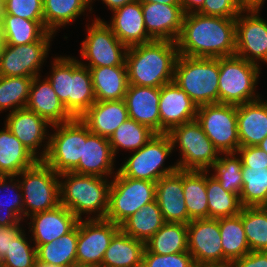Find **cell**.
<instances>
[{
  "mask_svg": "<svg viewBox=\"0 0 267 267\" xmlns=\"http://www.w3.org/2000/svg\"><path fill=\"white\" fill-rule=\"evenodd\" d=\"M196 267H232L231 264H225V265H199Z\"/></svg>",
  "mask_w": 267,
  "mask_h": 267,
  "instance_id": "obj_59",
  "label": "cell"
},
{
  "mask_svg": "<svg viewBox=\"0 0 267 267\" xmlns=\"http://www.w3.org/2000/svg\"><path fill=\"white\" fill-rule=\"evenodd\" d=\"M93 19L92 24L89 23L86 26L88 35L82 41L80 48L81 57L88 63L81 60L80 63L89 69L103 66H126L128 47L115 36L103 19L100 17Z\"/></svg>",
  "mask_w": 267,
  "mask_h": 267,
  "instance_id": "obj_12",
  "label": "cell"
},
{
  "mask_svg": "<svg viewBox=\"0 0 267 267\" xmlns=\"http://www.w3.org/2000/svg\"><path fill=\"white\" fill-rule=\"evenodd\" d=\"M243 9H260L263 8L266 0H238Z\"/></svg>",
  "mask_w": 267,
  "mask_h": 267,
  "instance_id": "obj_55",
  "label": "cell"
},
{
  "mask_svg": "<svg viewBox=\"0 0 267 267\" xmlns=\"http://www.w3.org/2000/svg\"><path fill=\"white\" fill-rule=\"evenodd\" d=\"M28 227L34 245L47 244L69 233L79 219L63 205L33 214Z\"/></svg>",
  "mask_w": 267,
  "mask_h": 267,
  "instance_id": "obj_21",
  "label": "cell"
},
{
  "mask_svg": "<svg viewBox=\"0 0 267 267\" xmlns=\"http://www.w3.org/2000/svg\"><path fill=\"white\" fill-rule=\"evenodd\" d=\"M4 122L12 134L39 160L46 157L50 138L47 128L52 125L45 119L25 107L9 113ZM42 142H46L44 147ZM41 146L43 148L39 152Z\"/></svg>",
  "mask_w": 267,
  "mask_h": 267,
  "instance_id": "obj_18",
  "label": "cell"
},
{
  "mask_svg": "<svg viewBox=\"0 0 267 267\" xmlns=\"http://www.w3.org/2000/svg\"><path fill=\"white\" fill-rule=\"evenodd\" d=\"M119 230V225L107 219L79 220L76 264L100 267L113 236Z\"/></svg>",
  "mask_w": 267,
  "mask_h": 267,
  "instance_id": "obj_14",
  "label": "cell"
},
{
  "mask_svg": "<svg viewBox=\"0 0 267 267\" xmlns=\"http://www.w3.org/2000/svg\"><path fill=\"white\" fill-rule=\"evenodd\" d=\"M115 159L109 138L91 133L83 142V160L72 172L109 179L118 171L114 172Z\"/></svg>",
  "mask_w": 267,
  "mask_h": 267,
  "instance_id": "obj_24",
  "label": "cell"
},
{
  "mask_svg": "<svg viewBox=\"0 0 267 267\" xmlns=\"http://www.w3.org/2000/svg\"><path fill=\"white\" fill-rule=\"evenodd\" d=\"M80 119L90 132L110 138L115 130L129 119L125 100L96 101Z\"/></svg>",
  "mask_w": 267,
  "mask_h": 267,
  "instance_id": "obj_27",
  "label": "cell"
},
{
  "mask_svg": "<svg viewBox=\"0 0 267 267\" xmlns=\"http://www.w3.org/2000/svg\"><path fill=\"white\" fill-rule=\"evenodd\" d=\"M42 76L33 78L26 108L45 119L50 125L68 122L73 117L57 97L50 82Z\"/></svg>",
  "mask_w": 267,
  "mask_h": 267,
  "instance_id": "obj_26",
  "label": "cell"
},
{
  "mask_svg": "<svg viewBox=\"0 0 267 267\" xmlns=\"http://www.w3.org/2000/svg\"><path fill=\"white\" fill-rule=\"evenodd\" d=\"M267 153V137L263 139V141L257 146Z\"/></svg>",
  "mask_w": 267,
  "mask_h": 267,
  "instance_id": "obj_58",
  "label": "cell"
},
{
  "mask_svg": "<svg viewBox=\"0 0 267 267\" xmlns=\"http://www.w3.org/2000/svg\"><path fill=\"white\" fill-rule=\"evenodd\" d=\"M51 63L46 79L67 112L80 118L96 102L90 69L70 56L54 57Z\"/></svg>",
  "mask_w": 267,
  "mask_h": 267,
  "instance_id": "obj_3",
  "label": "cell"
},
{
  "mask_svg": "<svg viewBox=\"0 0 267 267\" xmlns=\"http://www.w3.org/2000/svg\"><path fill=\"white\" fill-rule=\"evenodd\" d=\"M2 15L44 22L43 0H6L2 6Z\"/></svg>",
  "mask_w": 267,
  "mask_h": 267,
  "instance_id": "obj_47",
  "label": "cell"
},
{
  "mask_svg": "<svg viewBox=\"0 0 267 267\" xmlns=\"http://www.w3.org/2000/svg\"><path fill=\"white\" fill-rule=\"evenodd\" d=\"M178 56L176 42L167 40L128 47L125 65L129 85L161 88L173 82Z\"/></svg>",
  "mask_w": 267,
  "mask_h": 267,
  "instance_id": "obj_2",
  "label": "cell"
},
{
  "mask_svg": "<svg viewBox=\"0 0 267 267\" xmlns=\"http://www.w3.org/2000/svg\"><path fill=\"white\" fill-rule=\"evenodd\" d=\"M112 19L105 21L115 36L127 47L152 41L143 19L141 2L136 0L112 11Z\"/></svg>",
  "mask_w": 267,
  "mask_h": 267,
  "instance_id": "obj_25",
  "label": "cell"
},
{
  "mask_svg": "<svg viewBox=\"0 0 267 267\" xmlns=\"http://www.w3.org/2000/svg\"><path fill=\"white\" fill-rule=\"evenodd\" d=\"M142 267H196V264L188 251L161 255L145 249Z\"/></svg>",
  "mask_w": 267,
  "mask_h": 267,
  "instance_id": "obj_48",
  "label": "cell"
},
{
  "mask_svg": "<svg viewBox=\"0 0 267 267\" xmlns=\"http://www.w3.org/2000/svg\"><path fill=\"white\" fill-rule=\"evenodd\" d=\"M33 77L0 75V113L25 108Z\"/></svg>",
  "mask_w": 267,
  "mask_h": 267,
  "instance_id": "obj_43",
  "label": "cell"
},
{
  "mask_svg": "<svg viewBox=\"0 0 267 267\" xmlns=\"http://www.w3.org/2000/svg\"><path fill=\"white\" fill-rule=\"evenodd\" d=\"M206 170V191L209 218L231 217L240 214L243 206L237 194L225 191L219 181Z\"/></svg>",
  "mask_w": 267,
  "mask_h": 267,
  "instance_id": "obj_40",
  "label": "cell"
},
{
  "mask_svg": "<svg viewBox=\"0 0 267 267\" xmlns=\"http://www.w3.org/2000/svg\"><path fill=\"white\" fill-rule=\"evenodd\" d=\"M243 188L240 202L243 207L265 206L267 203V166H242Z\"/></svg>",
  "mask_w": 267,
  "mask_h": 267,
  "instance_id": "obj_42",
  "label": "cell"
},
{
  "mask_svg": "<svg viewBox=\"0 0 267 267\" xmlns=\"http://www.w3.org/2000/svg\"><path fill=\"white\" fill-rule=\"evenodd\" d=\"M53 40H38L29 44H2L0 50L1 76H40V68L50 51Z\"/></svg>",
  "mask_w": 267,
  "mask_h": 267,
  "instance_id": "obj_16",
  "label": "cell"
},
{
  "mask_svg": "<svg viewBox=\"0 0 267 267\" xmlns=\"http://www.w3.org/2000/svg\"><path fill=\"white\" fill-rule=\"evenodd\" d=\"M223 249V265L231 264L234 260L250 252L240 214L231 217L218 218Z\"/></svg>",
  "mask_w": 267,
  "mask_h": 267,
  "instance_id": "obj_33",
  "label": "cell"
},
{
  "mask_svg": "<svg viewBox=\"0 0 267 267\" xmlns=\"http://www.w3.org/2000/svg\"><path fill=\"white\" fill-rule=\"evenodd\" d=\"M140 2H148V3H162V4H180V0H139Z\"/></svg>",
  "mask_w": 267,
  "mask_h": 267,
  "instance_id": "obj_56",
  "label": "cell"
},
{
  "mask_svg": "<svg viewBox=\"0 0 267 267\" xmlns=\"http://www.w3.org/2000/svg\"><path fill=\"white\" fill-rule=\"evenodd\" d=\"M49 148L43 161L56 173L72 172L83 160V142L91 134L87 125L80 118L53 125Z\"/></svg>",
  "mask_w": 267,
  "mask_h": 267,
  "instance_id": "obj_7",
  "label": "cell"
},
{
  "mask_svg": "<svg viewBox=\"0 0 267 267\" xmlns=\"http://www.w3.org/2000/svg\"><path fill=\"white\" fill-rule=\"evenodd\" d=\"M34 267H61V266L51 265V264H47V263L36 260Z\"/></svg>",
  "mask_w": 267,
  "mask_h": 267,
  "instance_id": "obj_57",
  "label": "cell"
},
{
  "mask_svg": "<svg viewBox=\"0 0 267 267\" xmlns=\"http://www.w3.org/2000/svg\"><path fill=\"white\" fill-rule=\"evenodd\" d=\"M93 1L96 0H90V7L92 5V3H94ZM102 3L106 4L105 6L108 7V9H110V11H114L120 7H123L126 4L132 3L136 0H101Z\"/></svg>",
  "mask_w": 267,
  "mask_h": 267,
  "instance_id": "obj_54",
  "label": "cell"
},
{
  "mask_svg": "<svg viewBox=\"0 0 267 267\" xmlns=\"http://www.w3.org/2000/svg\"><path fill=\"white\" fill-rule=\"evenodd\" d=\"M237 129L240 147L258 146L267 137V101L237 105Z\"/></svg>",
  "mask_w": 267,
  "mask_h": 267,
  "instance_id": "obj_28",
  "label": "cell"
},
{
  "mask_svg": "<svg viewBox=\"0 0 267 267\" xmlns=\"http://www.w3.org/2000/svg\"><path fill=\"white\" fill-rule=\"evenodd\" d=\"M220 153L218 161L211 167L214 170V176L221 187L230 193L240 196L243 188L242 179V160L237 152L235 153Z\"/></svg>",
  "mask_w": 267,
  "mask_h": 267,
  "instance_id": "obj_45",
  "label": "cell"
},
{
  "mask_svg": "<svg viewBox=\"0 0 267 267\" xmlns=\"http://www.w3.org/2000/svg\"><path fill=\"white\" fill-rule=\"evenodd\" d=\"M259 11L243 9L236 17L235 55L257 65L267 63V21Z\"/></svg>",
  "mask_w": 267,
  "mask_h": 267,
  "instance_id": "obj_15",
  "label": "cell"
},
{
  "mask_svg": "<svg viewBox=\"0 0 267 267\" xmlns=\"http://www.w3.org/2000/svg\"><path fill=\"white\" fill-rule=\"evenodd\" d=\"M232 267H267L266 251H250L243 257L234 260Z\"/></svg>",
  "mask_w": 267,
  "mask_h": 267,
  "instance_id": "obj_51",
  "label": "cell"
},
{
  "mask_svg": "<svg viewBox=\"0 0 267 267\" xmlns=\"http://www.w3.org/2000/svg\"><path fill=\"white\" fill-rule=\"evenodd\" d=\"M197 108L191 98L174 82L163 85L159 99L160 134L195 120Z\"/></svg>",
  "mask_w": 267,
  "mask_h": 267,
  "instance_id": "obj_20",
  "label": "cell"
},
{
  "mask_svg": "<svg viewBox=\"0 0 267 267\" xmlns=\"http://www.w3.org/2000/svg\"><path fill=\"white\" fill-rule=\"evenodd\" d=\"M173 150L172 141L167 133L155 134L143 147L134 151L117 170L125 177L157 182L163 176L178 170L176 163L164 167L165 160Z\"/></svg>",
  "mask_w": 267,
  "mask_h": 267,
  "instance_id": "obj_10",
  "label": "cell"
},
{
  "mask_svg": "<svg viewBox=\"0 0 267 267\" xmlns=\"http://www.w3.org/2000/svg\"><path fill=\"white\" fill-rule=\"evenodd\" d=\"M156 182L132 179L118 171L111 180L109 207L105 219L121 225L147 203L155 200Z\"/></svg>",
  "mask_w": 267,
  "mask_h": 267,
  "instance_id": "obj_11",
  "label": "cell"
},
{
  "mask_svg": "<svg viewBox=\"0 0 267 267\" xmlns=\"http://www.w3.org/2000/svg\"><path fill=\"white\" fill-rule=\"evenodd\" d=\"M237 153L242 166H267V153L257 146L240 147Z\"/></svg>",
  "mask_w": 267,
  "mask_h": 267,
  "instance_id": "obj_50",
  "label": "cell"
},
{
  "mask_svg": "<svg viewBox=\"0 0 267 267\" xmlns=\"http://www.w3.org/2000/svg\"><path fill=\"white\" fill-rule=\"evenodd\" d=\"M173 148L180 150L176 164L181 170H207L218 161L220 153L195 120L173 127L167 133Z\"/></svg>",
  "mask_w": 267,
  "mask_h": 267,
  "instance_id": "obj_9",
  "label": "cell"
},
{
  "mask_svg": "<svg viewBox=\"0 0 267 267\" xmlns=\"http://www.w3.org/2000/svg\"><path fill=\"white\" fill-rule=\"evenodd\" d=\"M3 44V40H2V33H1V25H0V50Z\"/></svg>",
  "mask_w": 267,
  "mask_h": 267,
  "instance_id": "obj_60",
  "label": "cell"
},
{
  "mask_svg": "<svg viewBox=\"0 0 267 267\" xmlns=\"http://www.w3.org/2000/svg\"><path fill=\"white\" fill-rule=\"evenodd\" d=\"M22 228L21 223L12 226H0V259L9 250L11 240L23 231Z\"/></svg>",
  "mask_w": 267,
  "mask_h": 267,
  "instance_id": "obj_52",
  "label": "cell"
},
{
  "mask_svg": "<svg viewBox=\"0 0 267 267\" xmlns=\"http://www.w3.org/2000/svg\"><path fill=\"white\" fill-rule=\"evenodd\" d=\"M38 161L6 125L0 129V176H17Z\"/></svg>",
  "mask_w": 267,
  "mask_h": 267,
  "instance_id": "obj_29",
  "label": "cell"
},
{
  "mask_svg": "<svg viewBox=\"0 0 267 267\" xmlns=\"http://www.w3.org/2000/svg\"><path fill=\"white\" fill-rule=\"evenodd\" d=\"M6 0H0V4L3 6Z\"/></svg>",
  "mask_w": 267,
  "mask_h": 267,
  "instance_id": "obj_63",
  "label": "cell"
},
{
  "mask_svg": "<svg viewBox=\"0 0 267 267\" xmlns=\"http://www.w3.org/2000/svg\"><path fill=\"white\" fill-rule=\"evenodd\" d=\"M5 190L7 193H4ZM8 190H12V193L10 194ZM1 193L5 194L6 199L1 196ZM23 220L24 202L19 178L0 176V226L17 225Z\"/></svg>",
  "mask_w": 267,
  "mask_h": 267,
  "instance_id": "obj_39",
  "label": "cell"
},
{
  "mask_svg": "<svg viewBox=\"0 0 267 267\" xmlns=\"http://www.w3.org/2000/svg\"><path fill=\"white\" fill-rule=\"evenodd\" d=\"M164 223L162 212L155 199L127 218L120 225V229L129 236L146 242Z\"/></svg>",
  "mask_w": 267,
  "mask_h": 267,
  "instance_id": "obj_36",
  "label": "cell"
},
{
  "mask_svg": "<svg viewBox=\"0 0 267 267\" xmlns=\"http://www.w3.org/2000/svg\"><path fill=\"white\" fill-rule=\"evenodd\" d=\"M242 223L250 251L267 252V209L264 206L243 207Z\"/></svg>",
  "mask_w": 267,
  "mask_h": 267,
  "instance_id": "obj_44",
  "label": "cell"
},
{
  "mask_svg": "<svg viewBox=\"0 0 267 267\" xmlns=\"http://www.w3.org/2000/svg\"><path fill=\"white\" fill-rule=\"evenodd\" d=\"M188 252L196 266L223 265L219 221L214 218L193 219L187 224Z\"/></svg>",
  "mask_w": 267,
  "mask_h": 267,
  "instance_id": "obj_17",
  "label": "cell"
},
{
  "mask_svg": "<svg viewBox=\"0 0 267 267\" xmlns=\"http://www.w3.org/2000/svg\"><path fill=\"white\" fill-rule=\"evenodd\" d=\"M17 178L24 202V220L33 214L54 209L60 205L59 174L43 160L23 170Z\"/></svg>",
  "mask_w": 267,
  "mask_h": 267,
  "instance_id": "obj_8",
  "label": "cell"
},
{
  "mask_svg": "<svg viewBox=\"0 0 267 267\" xmlns=\"http://www.w3.org/2000/svg\"><path fill=\"white\" fill-rule=\"evenodd\" d=\"M242 10L238 0H204L203 7L198 13L207 16L236 18Z\"/></svg>",
  "mask_w": 267,
  "mask_h": 267,
  "instance_id": "obj_49",
  "label": "cell"
},
{
  "mask_svg": "<svg viewBox=\"0 0 267 267\" xmlns=\"http://www.w3.org/2000/svg\"><path fill=\"white\" fill-rule=\"evenodd\" d=\"M96 101L123 100L129 86L126 66L90 68Z\"/></svg>",
  "mask_w": 267,
  "mask_h": 267,
  "instance_id": "obj_30",
  "label": "cell"
},
{
  "mask_svg": "<svg viewBox=\"0 0 267 267\" xmlns=\"http://www.w3.org/2000/svg\"><path fill=\"white\" fill-rule=\"evenodd\" d=\"M179 55L222 58L236 54V18L184 14L176 40Z\"/></svg>",
  "mask_w": 267,
  "mask_h": 267,
  "instance_id": "obj_1",
  "label": "cell"
},
{
  "mask_svg": "<svg viewBox=\"0 0 267 267\" xmlns=\"http://www.w3.org/2000/svg\"><path fill=\"white\" fill-rule=\"evenodd\" d=\"M145 249L155 254L167 255L188 251L187 224L165 222L145 242Z\"/></svg>",
  "mask_w": 267,
  "mask_h": 267,
  "instance_id": "obj_38",
  "label": "cell"
},
{
  "mask_svg": "<svg viewBox=\"0 0 267 267\" xmlns=\"http://www.w3.org/2000/svg\"><path fill=\"white\" fill-rule=\"evenodd\" d=\"M204 0H180L184 14L198 13L203 7Z\"/></svg>",
  "mask_w": 267,
  "mask_h": 267,
  "instance_id": "obj_53",
  "label": "cell"
},
{
  "mask_svg": "<svg viewBox=\"0 0 267 267\" xmlns=\"http://www.w3.org/2000/svg\"><path fill=\"white\" fill-rule=\"evenodd\" d=\"M260 66L236 55L219 58L218 103L240 105L260 99Z\"/></svg>",
  "mask_w": 267,
  "mask_h": 267,
  "instance_id": "obj_6",
  "label": "cell"
},
{
  "mask_svg": "<svg viewBox=\"0 0 267 267\" xmlns=\"http://www.w3.org/2000/svg\"><path fill=\"white\" fill-rule=\"evenodd\" d=\"M67 267H86V266H84V265H79V264H74V265L67 266Z\"/></svg>",
  "mask_w": 267,
  "mask_h": 267,
  "instance_id": "obj_61",
  "label": "cell"
},
{
  "mask_svg": "<svg viewBox=\"0 0 267 267\" xmlns=\"http://www.w3.org/2000/svg\"><path fill=\"white\" fill-rule=\"evenodd\" d=\"M0 25L3 44L7 45L51 40L55 36L45 28L44 22L27 20L19 16L2 15Z\"/></svg>",
  "mask_w": 267,
  "mask_h": 267,
  "instance_id": "obj_32",
  "label": "cell"
},
{
  "mask_svg": "<svg viewBox=\"0 0 267 267\" xmlns=\"http://www.w3.org/2000/svg\"><path fill=\"white\" fill-rule=\"evenodd\" d=\"M141 8L146 31L152 40L176 42L184 17L181 4L141 2Z\"/></svg>",
  "mask_w": 267,
  "mask_h": 267,
  "instance_id": "obj_19",
  "label": "cell"
},
{
  "mask_svg": "<svg viewBox=\"0 0 267 267\" xmlns=\"http://www.w3.org/2000/svg\"><path fill=\"white\" fill-rule=\"evenodd\" d=\"M183 194L191 220L209 218L206 170H183Z\"/></svg>",
  "mask_w": 267,
  "mask_h": 267,
  "instance_id": "obj_35",
  "label": "cell"
},
{
  "mask_svg": "<svg viewBox=\"0 0 267 267\" xmlns=\"http://www.w3.org/2000/svg\"><path fill=\"white\" fill-rule=\"evenodd\" d=\"M1 16H2V5L0 4V22H1Z\"/></svg>",
  "mask_w": 267,
  "mask_h": 267,
  "instance_id": "obj_62",
  "label": "cell"
},
{
  "mask_svg": "<svg viewBox=\"0 0 267 267\" xmlns=\"http://www.w3.org/2000/svg\"><path fill=\"white\" fill-rule=\"evenodd\" d=\"M161 88L129 85L124 100L130 119L160 134L159 99Z\"/></svg>",
  "mask_w": 267,
  "mask_h": 267,
  "instance_id": "obj_23",
  "label": "cell"
},
{
  "mask_svg": "<svg viewBox=\"0 0 267 267\" xmlns=\"http://www.w3.org/2000/svg\"><path fill=\"white\" fill-rule=\"evenodd\" d=\"M145 242L137 240L121 229L113 236L101 267H142Z\"/></svg>",
  "mask_w": 267,
  "mask_h": 267,
  "instance_id": "obj_31",
  "label": "cell"
},
{
  "mask_svg": "<svg viewBox=\"0 0 267 267\" xmlns=\"http://www.w3.org/2000/svg\"><path fill=\"white\" fill-rule=\"evenodd\" d=\"M155 132L149 127L139 124L133 119L122 123L109 138V143L114 157L119 149L137 151L155 136Z\"/></svg>",
  "mask_w": 267,
  "mask_h": 267,
  "instance_id": "obj_41",
  "label": "cell"
},
{
  "mask_svg": "<svg viewBox=\"0 0 267 267\" xmlns=\"http://www.w3.org/2000/svg\"><path fill=\"white\" fill-rule=\"evenodd\" d=\"M196 121L219 153H235L240 148L237 105L213 103L199 106Z\"/></svg>",
  "mask_w": 267,
  "mask_h": 267,
  "instance_id": "obj_13",
  "label": "cell"
},
{
  "mask_svg": "<svg viewBox=\"0 0 267 267\" xmlns=\"http://www.w3.org/2000/svg\"><path fill=\"white\" fill-rule=\"evenodd\" d=\"M155 199L165 222L188 224V216L183 194V170L163 176L156 182Z\"/></svg>",
  "mask_w": 267,
  "mask_h": 267,
  "instance_id": "obj_22",
  "label": "cell"
},
{
  "mask_svg": "<svg viewBox=\"0 0 267 267\" xmlns=\"http://www.w3.org/2000/svg\"><path fill=\"white\" fill-rule=\"evenodd\" d=\"M78 223L67 234L47 244L35 245L37 260L51 265L67 267L76 264Z\"/></svg>",
  "mask_w": 267,
  "mask_h": 267,
  "instance_id": "obj_37",
  "label": "cell"
},
{
  "mask_svg": "<svg viewBox=\"0 0 267 267\" xmlns=\"http://www.w3.org/2000/svg\"><path fill=\"white\" fill-rule=\"evenodd\" d=\"M110 186L111 179L109 181L104 177L74 172L59 174L60 204L79 220L83 219L84 214L87 215L85 219H105Z\"/></svg>",
  "mask_w": 267,
  "mask_h": 267,
  "instance_id": "obj_4",
  "label": "cell"
},
{
  "mask_svg": "<svg viewBox=\"0 0 267 267\" xmlns=\"http://www.w3.org/2000/svg\"><path fill=\"white\" fill-rule=\"evenodd\" d=\"M23 230L17 237L11 240L9 250L0 259L1 267H34L37 260L36 246H31Z\"/></svg>",
  "mask_w": 267,
  "mask_h": 267,
  "instance_id": "obj_46",
  "label": "cell"
},
{
  "mask_svg": "<svg viewBox=\"0 0 267 267\" xmlns=\"http://www.w3.org/2000/svg\"><path fill=\"white\" fill-rule=\"evenodd\" d=\"M86 9L92 11L90 0H43L45 28L56 34L59 28L72 24Z\"/></svg>",
  "mask_w": 267,
  "mask_h": 267,
  "instance_id": "obj_34",
  "label": "cell"
},
{
  "mask_svg": "<svg viewBox=\"0 0 267 267\" xmlns=\"http://www.w3.org/2000/svg\"><path fill=\"white\" fill-rule=\"evenodd\" d=\"M219 73V58L179 55L173 82L199 107L218 103Z\"/></svg>",
  "mask_w": 267,
  "mask_h": 267,
  "instance_id": "obj_5",
  "label": "cell"
}]
</instances>
